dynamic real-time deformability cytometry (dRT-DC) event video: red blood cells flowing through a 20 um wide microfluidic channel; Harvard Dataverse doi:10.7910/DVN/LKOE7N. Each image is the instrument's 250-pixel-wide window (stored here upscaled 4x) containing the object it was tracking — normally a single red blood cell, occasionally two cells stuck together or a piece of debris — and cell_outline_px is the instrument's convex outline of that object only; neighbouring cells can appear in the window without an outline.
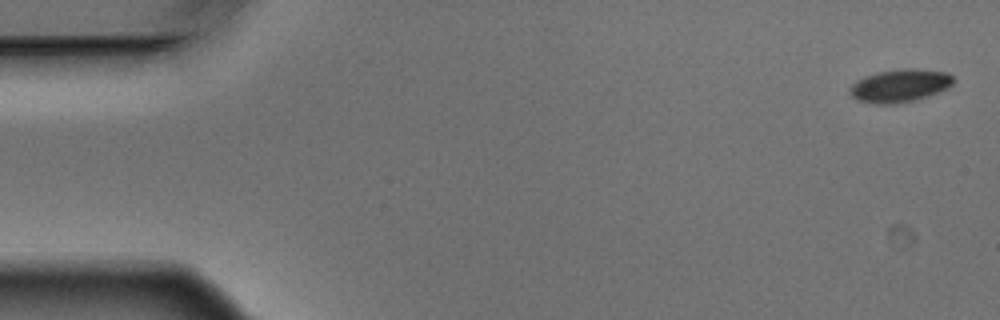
{"species": "Egyptian fruit bat (a non-hibernating species)", "species_latin": "Rousettus aegyptiacus", "temperature_condition": "warm", "stored_images_in_passage": 5, "camera_frame_rate_fps": 3000, "um_per_image_px": 0.085, "animal": {"sex": "male"}, "frame": {"image": 1, "passage_image": 1, "time_ms": 0.0, "image_size_px": [1000, 320], "cell_outline_px": [[956, 80], [948, 88], [928, 96], [912, 100], [888, 104], [876, 104], [856, 100], [848, 92], [848, 88], [856, 80], [880, 72], [904, 68], [908, 68], [948, 72]], "centroid_in_image_um": [76.49, 7.28], "position_along_channel_um": 8.5, "area_um2": 19.71}}
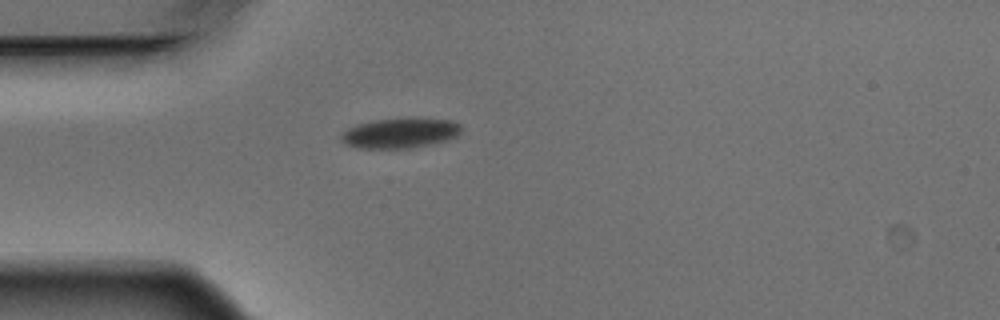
{"frame": {"image": 2, "passage_image": 5, "time_ms": 1.333, "image_size_px": [1000, 320], "cell_outline_px": [[460, 132], [456, 136], [448, 140], [412, 148], [356, 148], [344, 144], [340, 140], [340, 136], [348, 128], [356, 124], [376, 120], [452, 120], [460, 124]], "centroid_in_image_um": [33.95, 11.35], "position_along_channel_um": 51.0, "area_um2": 20.46}}